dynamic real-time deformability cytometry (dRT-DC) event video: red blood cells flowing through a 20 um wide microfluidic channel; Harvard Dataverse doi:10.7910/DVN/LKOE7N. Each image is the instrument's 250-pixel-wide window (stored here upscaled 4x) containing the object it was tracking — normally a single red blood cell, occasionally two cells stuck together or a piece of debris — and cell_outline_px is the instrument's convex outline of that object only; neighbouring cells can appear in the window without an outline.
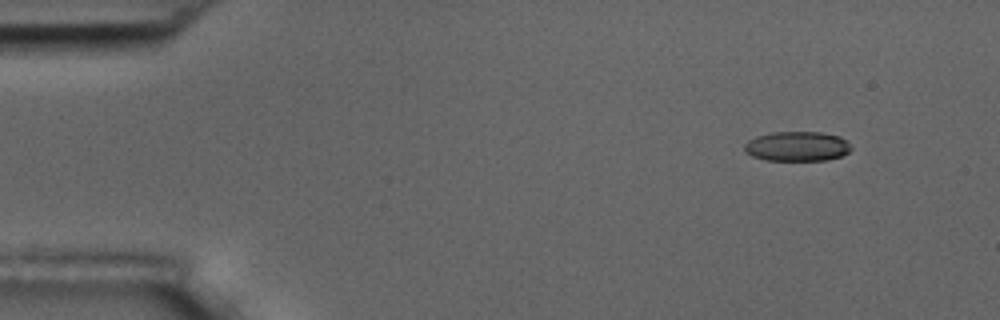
{"species": "common noctule bat (a hibernating species)", "species_latin": "Nyctalus noctula", "temperature_condition": "room temperature", "stored_images_in_passage": 5, "camera_frame_rate_fps": 3000, "um_per_image_px": 0.085, "animal": {"sex": "male", "body_mass_g": 17.5, "forearm_length_mm": 52.3}, "frame": {"image": 1, "passage_image": 2, "time_ms": 1.333, "image_size_px": [1000, 320], "cell_outline_px": [[852, 148], [848, 152], [840, 156], [828, 160], [764, 160], [752, 156], [744, 152], [744, 144], [748, 140], [756, 136], [772, 132], [820, 132], [840, 136], [848, 140]], "centroid_in_image_um": [67.75, 12.43], "position_along_channel_um": 17.3, "area_um2": 18.67}}
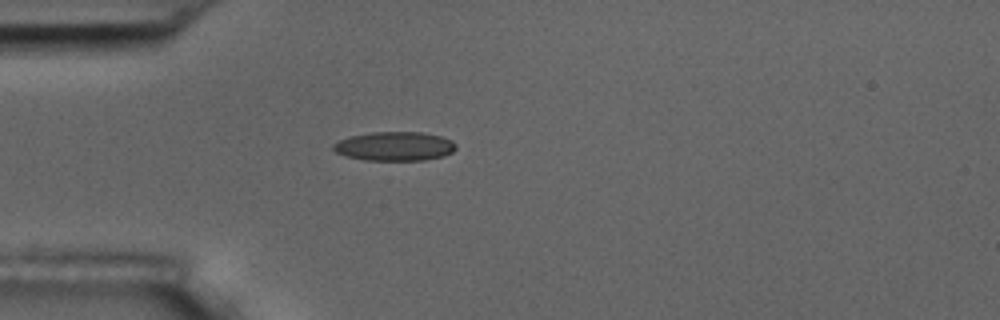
{"frame": {"image": 2, "passage_image": 5, "time_ms": 4.667, "image_size_px": [1000, 320], "cell_outline_px": [[456, 148], [452, 152], [444, 156], [424, 160], [364, 160], [348, 156], [336, 152], [332, 148], [332, 144], [348, 136], [372, 132], [420, 132], [440, 136], [452, 140], [456, 144]], "centroid_in_image_um": [33.55, 12.43], "position_along_channel_um": 51.5, "area_um2": 20.75}}